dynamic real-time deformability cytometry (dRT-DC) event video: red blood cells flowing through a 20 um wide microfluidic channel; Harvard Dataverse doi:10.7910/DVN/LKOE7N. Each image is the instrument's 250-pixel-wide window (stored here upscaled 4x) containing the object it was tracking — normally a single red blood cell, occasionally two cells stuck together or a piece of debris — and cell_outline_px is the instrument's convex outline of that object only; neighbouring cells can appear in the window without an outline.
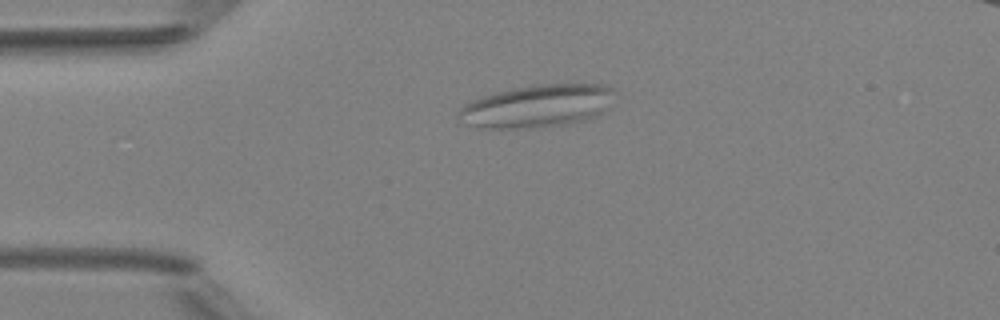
{"species": "Egyptian fruit bat (a non-hibernating species)", "species_latin": "Rousettus aegyptiacus", "temperature_condition": "room temperature", "stored_images_in_passage": 6, "camera_frame_rate_fps": 3000, "um_per_image_px": 0.085, "animal": {"sex": "female"}, "frame": {"image": 1, "passage_image": 4, "time_ms": 3.667, "image_size_px": [1000, 320], "cell_outline_px": [[612, 92], [608, 108], [604, 112], [588, 120], [568, 124], [540, 128], [476, 128], [460, 124], [456, 120], [460, 108], [464, 104], [472, 100], [496, 92], [516, 88], [540, 84], [608, 84], [612, 88]], "centroid_in_image_um": [45.62, 9.05], "position_along_channel_um": 39.4, "area_um2": 39.3}}